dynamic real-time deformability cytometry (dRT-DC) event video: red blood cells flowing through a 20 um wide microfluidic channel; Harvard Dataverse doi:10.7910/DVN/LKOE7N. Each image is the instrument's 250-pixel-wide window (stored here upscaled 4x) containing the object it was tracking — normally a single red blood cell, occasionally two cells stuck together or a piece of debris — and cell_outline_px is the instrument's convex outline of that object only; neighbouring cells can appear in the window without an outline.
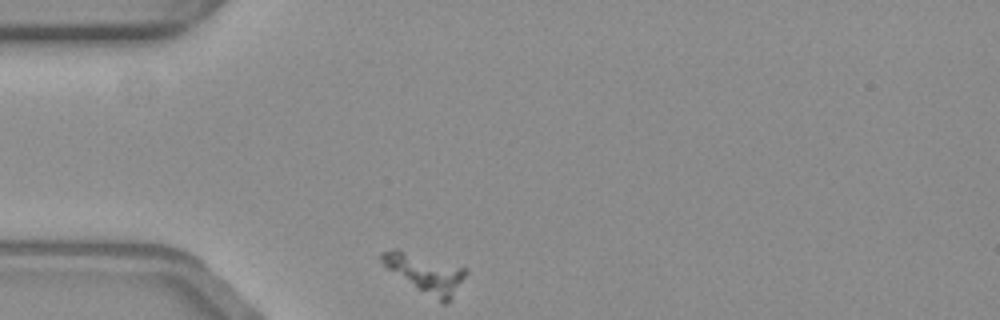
{"species": "common noctule bat (a hibernating species)", "species_latin": "Nyctalus noctula", "temperature_condition": "warm", "stored_images_in_passage": 48, "camera_frame_rate_fps": 3000, "um_per_image_px": 0.085, "animal": {"sex": "female", "body_mass_g": 19.3, "forearm_length_mm": 54.1}, "frame": {"image": 1, "passage_image": 1, "time_ms": 0.0, "image_size_px": [1000, 320], "cell_outline_px": [[468, 272], [452, 296], [444, 304], [416, 288], [384, 268], [380, 260], [380, 252], [396, 248], [468, 268]], "centroid_in_image_um": [36.11, 23.19], "position_along_channel_um": 48.9, "area_um2": 18.84}}
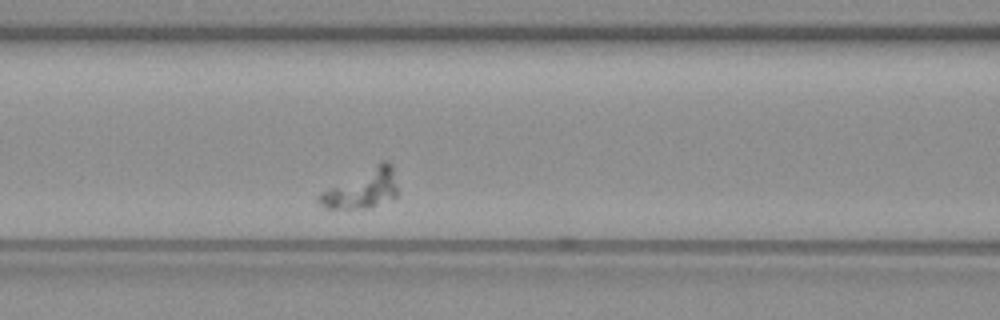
{"frame": {"image": 2, "passage_image": 11, "time_ms": 3.333, "image_size_px": [1000, 320], "cell_outline_px": [[396, 196], [372, 208], [324, 208], [316, 200], [316, 196], [320, 192], [380, 160], [388, 160], [392, 164], [396, 188]], "centroid_in_image_um": [30.75, 16.02], "position_along_channel_um": 135.9, "area_um2": 18.03}}
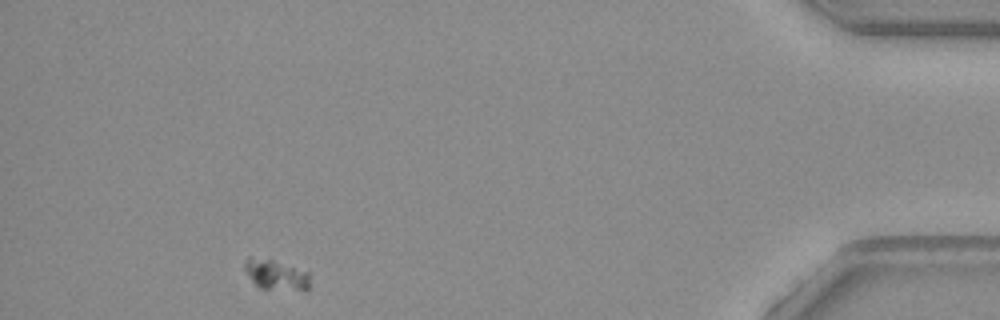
{"frame": {"image": 3, "passage_image": 43, "time_ms": 14.0, "image_size_px": [1000, 320], "cell_outline_px": [[308, 288], [304, 292], [260, 288], [244, 272], [244, 260], [248, 256], [272, 260], [308, 272]], "centroid_in_image_um": [23.42, 23.38], "position_along_channel_um": 411.8, "area_um2": 11.56}}